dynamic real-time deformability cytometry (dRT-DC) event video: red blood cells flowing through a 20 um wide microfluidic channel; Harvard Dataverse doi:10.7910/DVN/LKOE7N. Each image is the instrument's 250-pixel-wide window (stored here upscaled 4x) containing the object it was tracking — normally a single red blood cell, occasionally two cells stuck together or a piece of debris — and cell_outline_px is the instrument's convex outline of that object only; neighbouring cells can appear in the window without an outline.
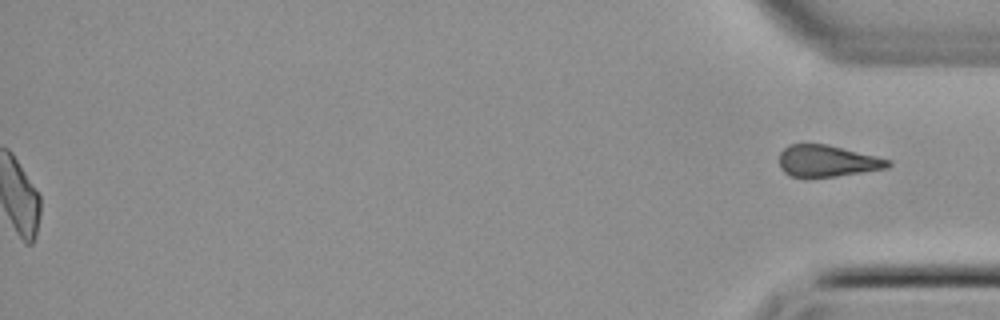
{"species": "common noctule bat (a hibernating species)", "species_latin": "Nyctalus noctula", "temperature_condition": "cold", "stored_images_in_passage": 50, "segment_of_instrument_passage": [2, 2], "camera_frame_rate_fps": 3000, "um_per_image_px": 0.085, "animal": {"sex": "female", "body_mass_g": 22.7, "forearm_length_mm": 54.2}, "frame": {"image": 1, "passage_image": 50, "time_ms": 16.333, "image_size_px": [1000, 320], "cell_outline_px": [[892, 164], [888, 168], [836, 176], [792, 176], [784, 172], [780, 168], [780, 152], [788, 144], [824, 144], [876, 156], [892, 160]], "centroid_in_image_um": [70.33, 13.68], "position_along_channel_um": 364.9, "area_um2": 19.71}}